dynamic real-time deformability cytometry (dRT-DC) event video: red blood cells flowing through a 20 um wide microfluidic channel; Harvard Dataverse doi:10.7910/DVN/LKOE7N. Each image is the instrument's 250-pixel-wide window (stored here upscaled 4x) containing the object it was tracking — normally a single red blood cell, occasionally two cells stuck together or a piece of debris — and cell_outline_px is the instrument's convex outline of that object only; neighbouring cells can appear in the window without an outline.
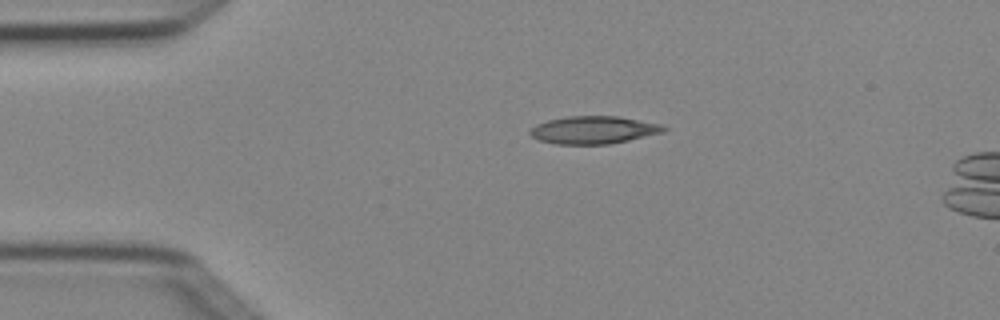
{"species": "Egyptian fruit bat (a non-hibernating species)", "species_latin": "Rousettus aegyptiacus", "temperature_condition": "cold", "stored_images_in_passage": 2, "camera_frame_rate_fps": 3000, "um_per_image_px": 0.085, "animal": {"sex": "female"}, "frame": {"image": 1, "passage_image": 1, "time_ms": 0.0, "image_size_px": [1000, 320], "cell_outline_px": [[668, 128], [664, 132], [628, 140], [608, 144], [556, 144], [540, 140], [532, 136], [528, 132], [536, 124], [548, 120], [568, 116], [620, 116], [664, 124]], "centroid_in_image_um": [50.5, 11.03], "position_along_channel_um": 34.5, "area_um2": 21.62}}